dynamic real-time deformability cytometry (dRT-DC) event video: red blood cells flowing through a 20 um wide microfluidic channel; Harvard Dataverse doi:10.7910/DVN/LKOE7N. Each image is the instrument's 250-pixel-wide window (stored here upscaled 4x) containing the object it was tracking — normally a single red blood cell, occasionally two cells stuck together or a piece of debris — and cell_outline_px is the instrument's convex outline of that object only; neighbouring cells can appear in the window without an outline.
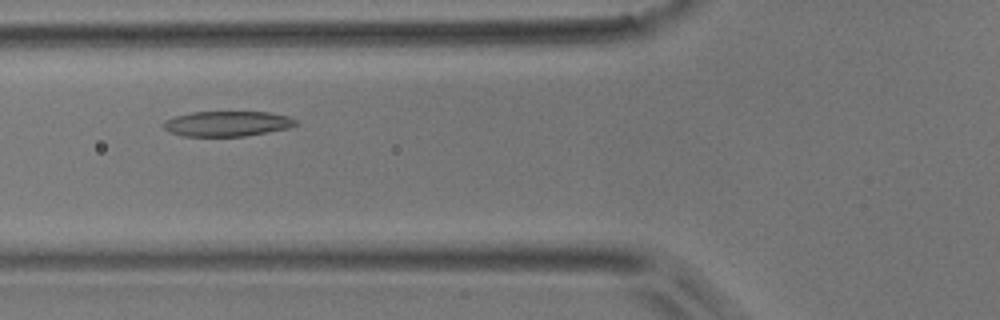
{"species": "common noctule bat (a hibernating species)", "species_latin": "Nyctalus noctula", "temperature_condition": "room temperature", "stored_images_in_passage": 45, "camera_frame_rate_fps": 3000, "um_per_image_px": 0.085, "animal": {"sex": "male", "body_mass_g": 17.9}, "frame": {"image": 1, "passage_image": 13, "time_ms": 4.0, "image_size_px": [1000, 320], "cell_outline_px": [[296, 124], [292, 128], [244, 136], [180, 136], [168, 132], [164, 128], [164, 120], [176, 116], [192, 112], [268, 112], [288, 116], [296, 120]], "centroid_in_image_um": [19.31, 10.52], "position_along_channel_um": 106.5, "area_um2": 19.48}}
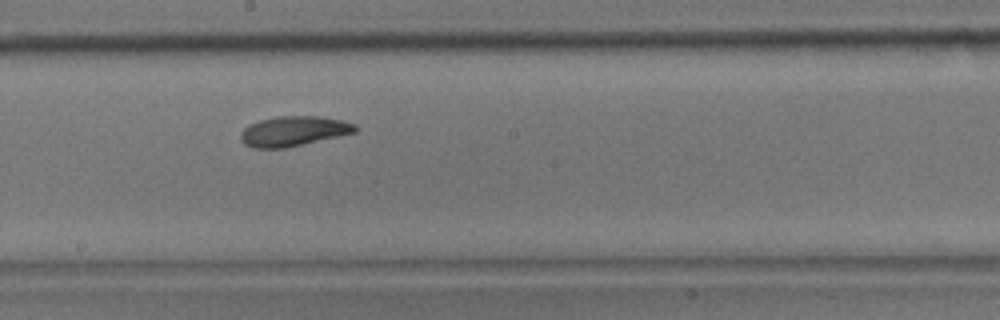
{"frame": {"image": 2, "passage_image": 22, "time_ms": 7.0, "image_size_px": [1000, 320], "cell_outline_px": [[360, 128], [356, 132], [304, 144], [284, 148], [256, 148], [244, 144], [240, 140], [240, 132], [248, 124], [260, 120], [276, 116], [320, 116], [344, 120], [356, 124]], "centroid_in_image_um": [24.97, 11.14], "position_along_channel_um": 223.2, "area_um2": 20.23}}
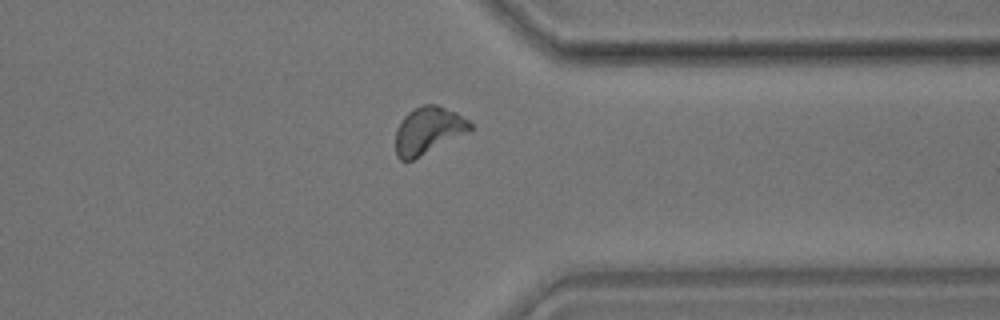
{"frame": {"image": 3, "passage_image": 34, "time_ms": 11.0, "image_size_px": [1000, 320], "cell_outline_px": [[472, 128], [468, 132], [412, 160], [400, 160], [396, 156], [396, 128], [404, 116], [408, 112], [424, 104], [436, 104], [456, 112], [468, 120], [472, 124]], "centroid_in_image_um": [36.39, 11.08], "position_along_channel_um": 375.0, "area_um2": 20.23}, "authors_computed_cell_mechanics": {"area_um2": 20.0566, "velocity_mm_per_s": 3.8856, "shape_relaxation_time_tau1_ms": 4.9617, "shape_relaxation_time_tau2_ms": 5.7412, "deformation_change_tau1": 0.138, "deformation_change_tau2": 0.1173}}